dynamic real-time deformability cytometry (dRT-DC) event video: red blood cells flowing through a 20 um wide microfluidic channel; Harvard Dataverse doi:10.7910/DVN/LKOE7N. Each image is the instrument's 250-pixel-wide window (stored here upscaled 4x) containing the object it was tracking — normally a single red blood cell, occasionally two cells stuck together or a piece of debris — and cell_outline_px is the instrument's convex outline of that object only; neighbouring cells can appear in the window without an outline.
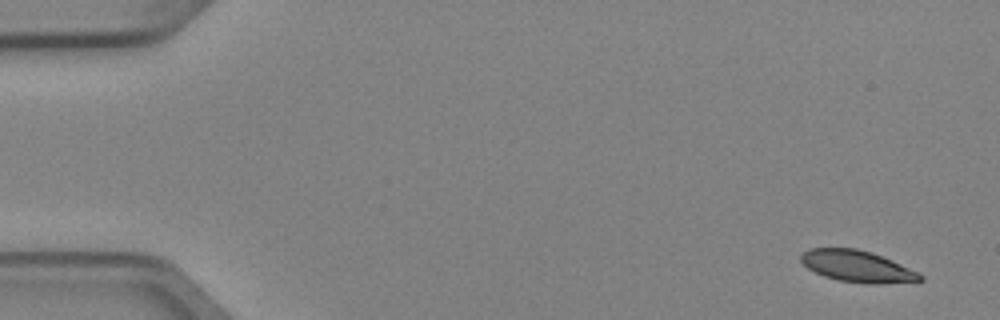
{"species": "Egyptian fruit bat (a non-hibernating species)", "species_latin": "Rousettus aegyptiacus", "temperature_condition": "cold", "stored_images_in_passage": 7, "camera_frame_rate_fps": 3000, "um_per_image_px": 0.085, "animal": {"sex": "female"}, "frame": {"image": 1, "passage_image": 1, "time_ms": 0.0, "image_size_px": [1000, 320], "cell_outline_px": [[924, 280], [876, 284], [872, 284], [840, 280], [824, 276], [808, 268], [800, 260], [800, 256], [808, 248], [856, 248], [872, 252], [892, 260], [924, 276]], "centroid_in_image_um": [72.85, 22.62], "position_along_channel_um": 12.2, "area_um2": 21.62}}
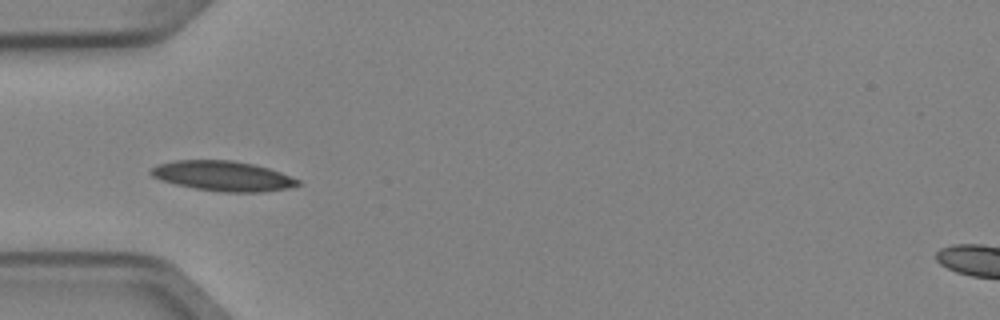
{"frame": {"image": 2, "passage_image": 4, "time_ms": 1.0, "image_size_px": [1000, 320], "cell_outline_px": [[300, 184], [288, 188], [264, 192], [224, 192], [192, 188], [160, 180], [152, 176], [148, 172], [152, 168], [160, 164], [176, 160], [232, 160], [252, 164], [268, 168], [280, 172], [300, 180]], "centroid_in_image_um": [18.94, 14.96], "position_along_channel_um": 66.1, "area_um2": 25.61}}
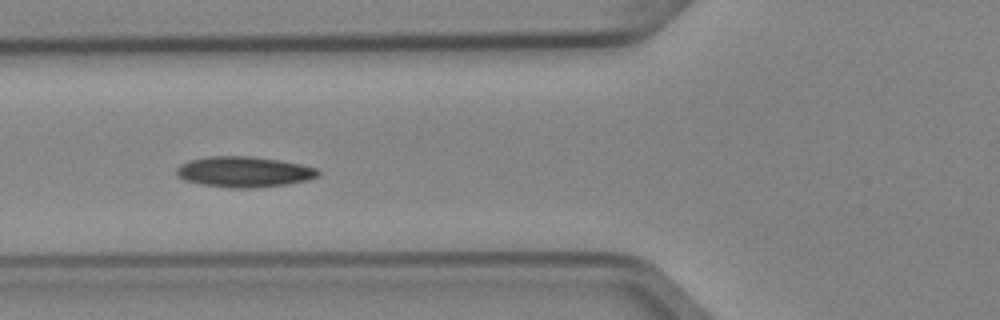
{"frame": {"image": 3, "passage_image": 5, "time_ms": 1.333, "image_size_px": [1000, 320], "cell_outline_px": [[320, 176], [308, 180], [288, 184], [252, 188], [228, 188], [200, 184], [184, 180], [176, 176], [176, 168], [180, 164], [192, 160], [208, 156], [252, 156], [280, 160], [300, 164], [316, 168], [320, 172]], "centroid_in_image_um": [20.74, 14.61], "position_along_channel_um": 105.1, "area_um2": 25.49}}